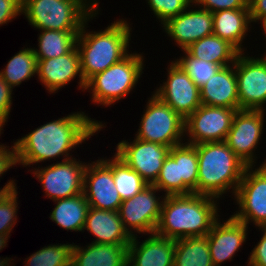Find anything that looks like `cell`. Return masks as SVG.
Returning <instances> with one entry per match:
<instances>
[{
    "mask_svg": "<svg viewBox=\"0 0 266 266\" xmlns=\"http://www.w3.org/2000/svg\"><path fill=\"white\" fill-rule=\"evenodd\" d=\"M129 53L125 58L99 72L86 82L85 90L91 95V103L111 107L134 91L139 79L144 74V53ZM141 53V54H140Z\"/></svg>",
    "mask_w": 266,
    "mask_h": 266,
    "instance_id": "obj_6",
    "label": "cell"
},
{
    "mask_svg": "<svg viewBox=\"0 0 266 266\" xmlns=\"http://www.w3.org/2000/svg\"><path fill=\"white\" fill-rule=\"evenodd\" d=\"M194 146L198 154L197 194L222 200L225 198L224 194L230 192L233 198L247 165L225 141L205 142Z\"/></svg>",
    "mask_w": 266,
    "mask_h": 266,
    "instance_id": "obj_4",
    "label": "cell"
},
{
    "mask_svg": "<svg viewBox=\"0 0 266 266\" xmlns=\"http://www.w3.org/2000/svg\"><path fill=\"white\" fill-rule=\"evenodd\" d=\"M262 28H263V30H262ZM261 30L266 31V22L261 26Z\"/></svg>",
    "mask_w": 266,
    "mask_h": 266,
    "instance_id": "obj_46",
    "label": "cell"
},
{
    "mask_svg": "<svg viewBox=\"0 0 266 266\" xmlns=\"http://www.w3.org/2000/svg\"><path fill=\"white\" fill-rule=\"evenodd\" d=\"M11 235H0V252L5 248L7 247V242H9V237Z\"/></svg>",
    "mask_w": 266,
    "mask_h": 266,
    "instance_id": "obj_44",
    "label": "cell"
},
{
    "mask_svg": "<svg viewBox=\"0 0 266 266\" xmlns=\"http://www.w3.org/2000/svg\"><path fill=\"white\" fill-rule=\"evenodd\" d=\"M233 217L257 228H266V166H247L234 196Z\"/></svg>",
    "mask_w": 266,
    "mask_h": 266,
    "instance_id": "obj_8",
    "label": "cell"
},
{
    "mask_svg": "<svg viewBox=\"0 0 266 266\" xmlns=\"http://www.w3.org/2000/svg\"><path fill=\"white\" fill-rule=\"evenodd\" d=\"M11 261H13V258L6 257L1 259L0 257V266H9L11 264Z\"/></svg>",
    "mask_w": 266,
    "mask_h": 266,
    "instance_id": "obj_45",
    "label": "cell"
},
{
    "mask_svg": "<svg viewBox=\"0 0 266 266\" xmlns=\"http://www.w3.org/2000/svg\"><path fill=\"white\" fill-rule=\"evenodd\" d=\"M94 236L93 243L130 244L132 237L125 230L118 211H107L89 207L83 232Z\"/></svg>",
    "mask_w": 266,
    "mask_h": 266,
    "instance_id": "obj_22",
    "label": "cell"
},
{
    "mask_svg": "<svg viewBox=\"0 0 266 266\" xmlns=\"http://www.w3.org/2000/svg\"><path fill=\"white\" fill-rule=\"evenodd\" d=\"M248 231V226L232 215L226 220L219 218L206 235L213 266L234 260L236 253L247 241Z\"/></svg>",
    "mask_w": 266,
    "mask_h": 266,
    "instance_id": "obj_19",
    "label": "cell"
},
{
    "mask_svg": "<svg viewBox=\"0 0 266 266\" xmlns=\"http://www.w3.org/2000/svg\"><path fill=\"white\" fill-rule=\"evenodd\" d=\"M236 109L200 105L185 120V143L197 145L205 142L225 141Z\"/></svg>",
    "mask_w": 266,
    "mask_h": 266,
    "instance_id": "obj_14",
    "label": "cell"
},
{
    "mask_svg": "<svg viewBox=\"0 0 266 266\" xmlns=\"http://www.w3.org/2000/svg\"><path fill=\"white\" fill-rule=\"evenodd\" d=\"M115 154L130 168L135 170L149 185H152L169 155L170 147L154 142L121 140L116 145Z\"/></svg>",
    "mask_w": 266,
    "mask_h": 266,
    "instance_id": "obj_16",
    "label": "cell"
},
{
    "mask_svg": "<svg viewBox=\"0 0 266 266\" xmlns=\"http://www.w3.org/2000/svg\"><path fill=\"white\" fill-rule=\"evenodd\" d=\"M213 14V34L228 41L240 53L248 52L243 45L252 29L249 8L225 9ZM251 28V29H250Z\"/></svg>",
    "mask_w": 266,
    "mask_h": 266,
    "instance_id": "obj_23",
    "label": "cell"
},
{
    "mask_svg": "<svg viewBox=\"0 0 266 266\" xmlns=\"http://www.w3.org/2000/svg\"><path fill=\"white\" fill-rule=\"evenodd\" d=\"M263 33V35L265 36L264 38L266 39V31H262ZM265 42H266V40H265ZM265 52H264V55L266 56V50H264Z\"/></svg>",
    "mask_w": 266,
    "mask_h": 266,
    "instance_id": "obj_47",
    "label": "cell"
},
{
    "mask_svg": "<svg viewBox=\"0 0 266 266\" xmlns=\"http://www.w3.org/2000/svg\"><path fill=\"white\" fill-rule=\"evenodd\" d=\"M141 116L135 138L170 148L185 142V120L153 93Z\"/></svg>",
    "mask_w": 266,
    "mask_h": 266,
    "instance_id": "obj_7",
    "label": "cell"
},
{
    "mask_svg": "<svg viewBox=\"0 0 266 266\" xmlns=\"http://www.w3.org/2000/svg\"><path fill=\"white\" fill-rule=\"evenodd\" d=\"M100 9L101 7L84 22L76 40L85 82L95 74L118 63L130 53L129 45L133 26L126 18H117L103 31L102 29L98 31L87 29L89 21L96 19L101 12Z\"/></svg>",
    "mask_w": 266,
    "mask_h": 266,
    "instance_id": "obj_3",
    "label": "cell"
},
{
    "mask_svg": "<svg viewBox=\"0 0 266 266\" xmlns=\"http://www.w3.org/2000/svg\"><path fill=\"white\" fill-rule=\"evenodd\" d=\"M22 15V0H0V27Z\"/></svg>",
    "mask_w": 266,
    "mask_h": 266,
    "instance_id": "obj_39",
    "label": "cell"
},
{
    "mask_svg": "<svg viewBox=\"0 0 266 266\" xmlns=\"http://www.w3.org/2000/svg\"><path fill=\"white\" fill-rule=\"evenodd\" d=\"M161 27L182 51L199 39L213 34V14L192 3L185 11L170 18Z\"/></svg>",
    "mask_w": 266,
    "mask_h": 266,
    "instance_id": "obj_17",
    "label": "cell"
},
{
    "mask_svg": "<svg viewBox=\"0 0 266 266\" xmlns=\"http://www.w3.org/2000/svg\"><path fill=\"white\" fill-rule=\"evenodd\" d=\"M169 155L179 161L182 195L197 194L198 154L194 145L182 143L170 148Z\"/></svg>",
    "mask_w": 266,
    "mask_h": 266,
    "instance_id": "obj_29",
    "label": "cell"
},
{
    "mask_svg": "<svg viewBox=\"0 0 266 266\" xmlns=\"http://www.w3.org/2000/svg\"><path fill=\"white\" fill-rule=\"evenodd\" d=\"M14 178L10 179L7 181V183H5V186L0 187V201H2V199L10 192V191H14L17 190V183H16V179L13 180Z\"/></svg>",
    "mask_w": 266,
    "mask_h": 266,
    "instance_id": "obj_43",
    "label": "cell"
},
{
    "mask_svg": "<svg viewBox=\"0 0 266 266\" xmlns=\"http://www.w3.org/2000/svg\"><path fill=\"white\" fill-rule=\"evenodd\" d=\"M73 243L71 266H127L129 244Z\"/></svg>",
    "mask_w": 266,
    "mask_h": 266,
    "instance_id": "obj_24",
    "label": "cell"
},
{
    "mask_svg": "<svg viewBox=\"0 0 266 266\" xmlns=\"http://www.w3.org/2000/svg\"><path fill=\"white\" fill-rule=\"evenodd\" d=\"M248 7L251 23L262 26L266 22V0H248Z\"/></svg>",
    "mask_w": 266,
    "mask_h": 266,
    "instance_id": "obj_42",
    "label": "cell"
},
{
    "mask_svg": "<svg viewBox=\"0 0 266 266\" xmlns=\"http://www.w3.org/2000/svg\"><path fill=\"white\" fill-rule=\"evenodd\" d=\"M72 244H50L25 258V266H71Z\"/></svg>",
    "mask_w": 266,
    "mask_h": 266,
    "instance_id": "obj_32",
    "label": "cell"
},
{
    "mask_svg": "<svg viewBox=\"0 0 266 266\" xmlns=\"http://www.w3.org/2000/svg\"><path fill=\"white\" fill-rule=\"evenodd\" d=\"M13 91L14 90L4 81L0 75V137L1 133L3 134V127H5L7 124L10 112L12 110Z\"/></svg>",
    "mask_w": 266,
    "mask_h": 266,
    "instance_id": "obj_37",
    "label": "cell"
},
{
    "mask_svg": "<svg viewBox=\"0 0 266 266\" xmlns=\"http://www.w3.org/2000/svg\"><path fill=\"white\" fill-rule=\"evenodd\" d=\"M174 266H213L207 237L175 240Z\"/></svg>",
    "mask_w": 266,
    "mask_h": 266,
    "instance_id": "obj_30",
    "label": "cell"
},
{
    "mask_svg": "<svg viewBox=\"0 0 266 266\" xmlns=\"http://www.w3.org/2000/svg\"><path fill=\"white\" fill-rule=\"evenodd\" d=\"M111 158L114 183L122 201L132 198L149 185L115 153Z\"/></svg>",
    "mask_w": 266,
    "mask_h": 266,
    "instance_id": "obj_31",
    "label": "cell"
},
{
    "mask_svg": "<svg viewBox=\"0 0 266 266\" xmlns=\"http://www.w3.org/2000/svg\"><path fill=\"white\" fill-rule=\"evenodd\" d=\"M98 157L84 170L83 194L89 207L118 211L122 203L113 179L112 159Z\"/></svg>",
    "mask_w": 266,
    "mask_h": 266,
    "instance_id": "obj_15",
    "label": "cell"
},
{
    "mask_svg": "<svg viewBox=\"0 0 266 266\" xmlns=\"http://www.w3.org/2000/svg\"><path fill=\"white\" fill-rule=\"evenodd\" d=\"M17 165L16 144L14 139L11 146L0 142V178L12 167H17Z\"/></svg>",
    "mask_w": 266,
    "mask_h": 266,
    "instance_id": "obj_40",
    "label": "cell"
},
{
    "mask_svg": "<svg viewBox=\"0 0 266 266\" xmlns=\"http://www.w3.org/2000/svg\"><path fill=\"white\" fill-rule=\"evenodd\" d=\"M235 72L239 110L266 111V56L240 53L235 61Z\"/></svg>",
    "mask_w": 266,
    "mask_h": 266,
    "instance_id": "obj_12",
    "label": "cell"
},
{
    "mask_svg": "<svg viewBox=\"0 0 266 266\" xmlns=\"http://www.w3.org/2000/svg\"><path fill=\"white\" fill-rule=\"evenodd\" d=\"M100 0H22V14L35 30L80 32Z\"/></svg>",
    "mask_w": 266,
    "mask_h": 266,
    "instance_id": "obj_5",
    "label": "cell"
},
{
    "mask_svg": "<svg viewBox=\"0 0 266 266\" xmlns=\"http://www.w3.org/2000/svg\"><path fill=\"white\" fill-rule=\"evenodd\" d=\"M166 69V81L151 93L186 120L201 105L200 88L174 59Z\"/></svg>",
    "mask_w": 266,
    "mask_h": 266,
    "instance_id": "obj_13",
    "label": "cell"
},
{
    "mask_svg": "<svg viewBox=\"0 0 266 266\" xmlns=\"http://www.w3.org/2000/svg\"><path fill=\"white\" fill-rule=\"evenodd\" d=\"M14 261L15 260L13 259V261L11 262V264L9 266H15Z\"/></svg>",
    "mask_w": 266,
    "mask_h": 266,
    "instance_id": "obj_49",
    "label": "cell"
},
{
    "mask_svg": "<svg viewBox=\"0 0 266 266\" xmlns=\"http://www.w3.org/2000/svg\"><path fill=\"white\" fill-rule=\"evenodd\" d=\"M200 100L202 105L239 110L235 63L221 67L200 88Z\"/></svg>",
    "mask_w": 266,
    "mask_h": 266,
    "instance_id": "obj_21",
    "label": "cell"
},
{
    "mask_svg": "<svg viewBox=\"0 0 266 266\" xmlns=\"http://www.w3.org/2000/svg\"><path fill=\"white\" fill-rule=\"evenodd\" d=\"M185 50L194 58L218 64L221 67L234 64L240 54L232 44L214 34L199 39Z\"/></svg>",
    "mask_w": 266,
    "mask_h": 266,
    "instance_id": "obj_25",
    "label": "cell"
},
{
    "mask_svg": "<svg viewBox=\"0 0 266 266\" xmlns=\"http://www.w3.org/2000/svg\"><path fill=\"white\" fill-rule=\"evenodd\" d=\"M219 199L201 194L167 195L155 233L173 240L205 237L219 215Z\"/></svg>",
    "mask_w": 266,
    "mask_h": 266,
    "instance_id": "obj_2",
    "label": "cell"
},
{
    "mask_svg": "<svg viewBox=\"0 0 266 266\" xmlns=\"http://www.w3.org/2000/svg\"><path fill=\"white\" fill-rule=\"evenodd\" d=\"M106 126L105 122L92 119L85 111L46 122L15 140L17 163L27 168L60 157L63 161L72 159L75 156L72 157L70 151L74 152Z\"/></svg>",
    "mask_w": 266,
    "mask_h": 266,
    "instance_id": "obj_1",
    "label": "cell"
},
{
    "mask_svg": "<svg viewBox=\"0 0 266 266\" xmlns=\"http://www.w3.org/2000/svg\"><path fill=\"white\" fill-rule=\"evenodd\" d=\"M79 78L78 90L85 91L86 82L81 71V58L77 46L69 53L49 59H37V81L46 88L47 93H57L75 78Z\"/></svg>",
    "mask_w": 266,
    "mask_h": 266,
    "instance_id": "obj_18",
    "label": "cell"
},
{
    "mask_svg": "<svg viewBox=\"0 0 266 266\" xmlns=\"http://www.w3.org/2000/svg\"><path fill=\"white\" fill-rule=\"evenodd\" d=\"M147 236L143 241L139 235L132 237L127 266H174L175 240L156 233Z\"/></svg>",
    "mask_w": 266,
    "mask_h": 266,
    "instance_id": "obj_20",
    "label": "cell"
},
{
    "mask_svg": "<svg viewBox=\"0 0 266 266\" xmlns=\"http://www.w3.org/2000/svg\"><path fill=\"white\" fill-rule=\"evenodd\" d=\"M258 229L261 230L262 237L251 250L247 266H266V228Z\"/></svg>",
    "mask_w": 266,
    "mask_h": 266,
    "instance_id": "obj_41",
    "label": "cell"
},
{
    "mask_svg": "<svg viewBox=\"0 0 266 266\" xmlns=\"http://www.w3.org/2000/svg\"><path fill=\"white\" fill-rule=\"evenodd\" d=\"M38 48H33L37 59H49L69 53L75 46L80 32L38 30Z\"/></svg>",
    "mask_w": 266,
    "mask_h": 266,
    "instance_id": "obj_28",
    "label": "cell"
},
{
    "mask_svg": "<svg viewBox=\"0 0 266 266\" xmlns=\"http://www.w3.org/2000/svg\"><path fill=\"white\" fill-rule=\"evenodd\" d=\"M266 158V157H265ZM264 158V162L258 164V165H265L266 166V159Z\"/></svg>",
    "mask_w": 266,
    "mask_h": 266,
    "instance_id": "obj_48",
    "label": "cell"
},
{
    "mask_svg": "<svg viewBox=\"0 0 266 266\" xmlns=\"http://www.w3.org/2000/svg\"><path fill=\"white\" fill-rule=\"evenodd\" d=\"M154 185L146 186L132 198L122 201L118 213L131 237L155 233L165 195ZM161 198V199H160Z\"/></svg>",
    "mask_w": 266,
    "mask_h": 266,
    "instance_id": "obj_10",
    "label": "cell"
},
{
    "mask_svg": "<svg viewBox=\"0 0 266 266\" xmlns=\"http://www.w3.org/2000/svg\"><path fill=\"white\" fill-rule=\"evenodd\" d=\"M175 61L183 68L186 74L201 88L221 68L220 65L209 63L202 59L192 57L186 50Z\"/></svg>",
    "mask_w": 266,
    "mask_h": 266,
    "instance_id": "obj_33",
    "label": "cell"
},
{
    "mask_svg": "<svg viewBox=\"0 0 266 266\" xmlns=\"http://www.w3.org/2000/svg\"><path fill=\"white\" fill-rule=\"evenodd\" d=\"M55 207L50 212V220L63 230L83 232L89 204L83 193L73 197L53 201Z\"/></svg>",
    "mask_w": 266,
    "mask_h": 266,
    "instance_id": "obj_26",
    "label": "cell"
},
{
    "mask_svg": "<svg viewBox=\"0 0 266 266\" xmlns=\"http://www.w3.org/2000/svg\"><path fill=\"white\" fill-rule=\"evenodd\" d=\"M152 185L162 191V194L165 196L182 195V178H180L179 161H175L168 155L164 160L156 181Z\"/></svg>",
    "mask_w": 266,
    "mask_h": 266,
    "instance_id": "obj_34",
    "label": "cell"
},
{
    "mask_svg": "<svg viewBox=\"0 0 266 266\" xmlns=\"http://www.w3.org/2000/svg\"><path fill=\"white\" fill-rule=\"evenodd\" d=\"M147 5L153 11L152 13L163 25L167 20L175 17L185 11L192 3L193 0H146Z\"/></svg>",
    "mask_w": 266,
    "mask_h": 266,
    "instance_id": "obj_35",
    "label": "cell"
},
{
    "mask_svg": "<svg viewBox=\"0 0 266 266\" xmlns=\"http://www.w3.org/2000/svg\"><path fill=\"white\" fill-rule=\"evenodd\" d=\"M0 75L14 89L37 75V58L33 47H25L12 56Z\"/></svg>",
    "mask_w": 266,
    "mask_h": 266,
    "instance_id": "obj_27",
    "label": "cell"
},
{
    "mask_svg": "<svg viewBox=\"0 0 266 266\" xmlns=\"http://www.w3.org/2000/svg\"><path fill=\"white\" fill-rule=\"evenodd\" d=\"M56 162L46 167L38 164V167L28 170L39 180L45 197L55 201L83 193L84 170L87 162L77 160L75 157Z\"/></svg>",
    "mask_w": 266,
    "mask_h": 266,
    "instance_id": "obj_9",
    "label": "cell"
},
{
    "mask_svg": "<svg viewBox=\"0 0 266 266\" xmlns=\"http://www.w3.org/2000/svg\"><path fill=\"white\" fill-rule=\"evenodd\" d=\"M265 116V110L250 109H240L234 114L225 142L247 166L258 163L256 153L265 132Z\"/></svg>",
    "mask_w": 266,
    "mask_h": 266,
    "instance_id": "obj_11",
    "label": "cell"
},
{
    "mask_svg": "<svg viewBox=\"0 0 266 266\" xmlns=\"http://www.w3.org/2000/svg\"><path fill=\"white\" fill-rule=\"evenodd\" d=\"M193 3L211 13L225 9L249 8L248 0H193Z\"/></svg>",
    "mask_w": 266,
    "mask_h": 266,
    "instance_id": "obj_38",
    "label": "cell"
},
{
    "mask_svg": "<svg viewBox=\"0 0 266 266\" xmlns=\"http://www.w3.org/2000/svg\"><path fill=\"white\" fill-rule=\"evenodd\" d=\"M18 198V191L14 190L0 201V235H11L18 222Z\"/></svg>",
    "mask_w": 266,
    "mask_h": 266,
    "instance_id": "obj_36",
    "label": "cell"
}]
</instances>
